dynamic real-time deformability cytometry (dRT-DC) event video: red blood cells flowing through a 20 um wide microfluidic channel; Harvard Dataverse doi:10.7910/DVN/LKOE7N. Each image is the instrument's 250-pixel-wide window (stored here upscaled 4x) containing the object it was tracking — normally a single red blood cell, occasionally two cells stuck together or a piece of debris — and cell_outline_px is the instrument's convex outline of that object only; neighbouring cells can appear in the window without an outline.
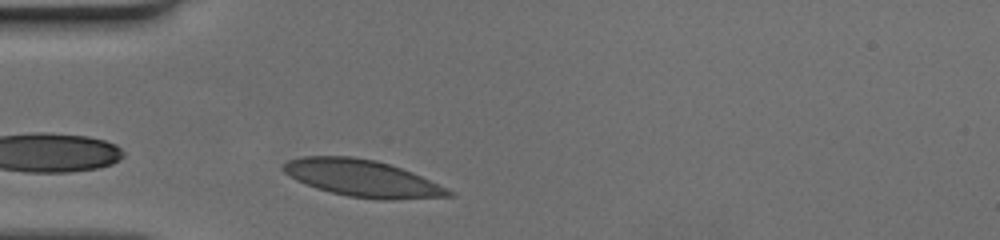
{"species": "human", "species_latin": "Homo sapiens", "temperature_condition": "cold", "stored_images_in_passage": 28, "camera_frame_rate_fps": 3000, "um_per_image_px": 0.085, "donor": {"sex": "female"}, "frame": {"image": 1, "passage_image": 3, "time_ms": 0.667, "image_size_px": [1000, 240], "cell_outline_px": [[456, 196], [388, 200], [384, 200], [348, 196], [316, 188], [296, 180], [284, 172], [280, 168], [288, 160], [300, 156], [352, 156], [376, 160], [412, 172], [456, 192]], "centroid_in_image_um": [30.8, 15.15], "position_along_channel_um": 54.2, "area_um2": 35.49}}
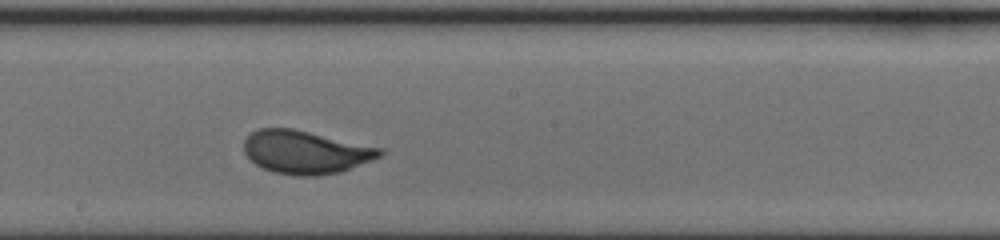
{"frame": {"image": 2, "passage_image": 16, "time_ms": 5.0, "image_size_px": [1000, 240], "cell_outline_px": [[384, 152], [380, 156], [372, 160], [340, 172], [316, 176], [296, 176], [272, 172], [256, 164], [244, 152], [244, 140], [252, 132], [260, 128], [292, 128], [384, 148]], "centroid_in_image_um": [25.99, 12.93], "position_along_channel_um": 222.2, "area_um2": 34.16}}
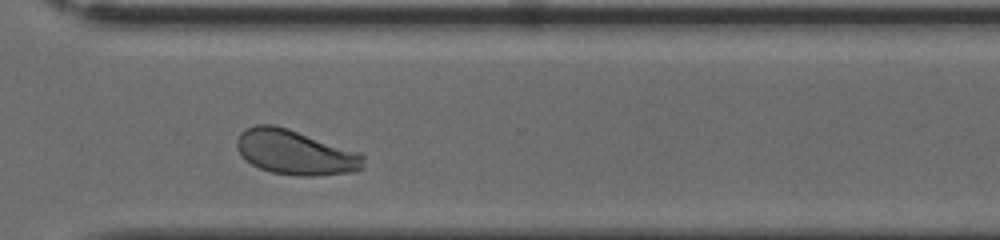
{"frame": {"image": 3, "passage_image": 25, "time_ms": 8.0, "image_size_px": [1000, 240], "cell_outline_px": [[364, 168], [352, 172], [316, 176], [296, 176], [272, 172], [260, 168], [252, 164], [236, 148], [236, 140], [240, 132], [256, 124], [272, 124], [288, 128], [360, 152], [364, 156]], "centroid_in_image_um": [25.12, 12.95], "position_along_channel_um": 345.5, "area_um2": 33.06}}